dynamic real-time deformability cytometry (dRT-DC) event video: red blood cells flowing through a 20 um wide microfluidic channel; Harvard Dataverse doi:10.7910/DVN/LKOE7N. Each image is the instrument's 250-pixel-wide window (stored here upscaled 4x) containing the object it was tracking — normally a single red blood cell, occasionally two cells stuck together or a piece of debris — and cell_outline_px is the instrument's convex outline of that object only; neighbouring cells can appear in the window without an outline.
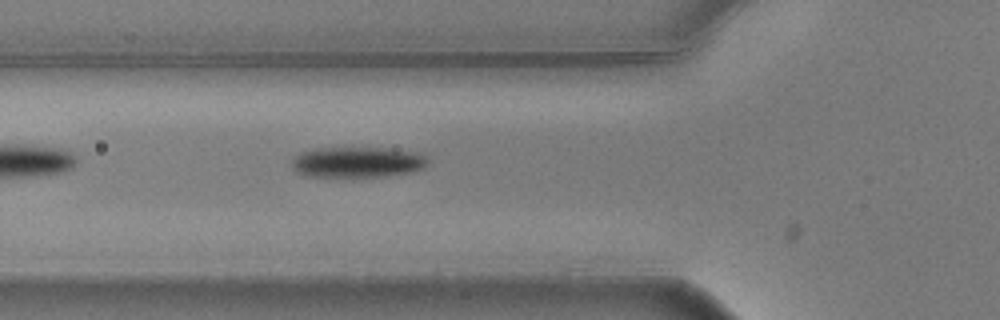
{"species": "common noctule bat (a hibernating species)", "species_latin": "Nyctalus noctula", "temperature_condition": "warm", "stored_images_in_passage": 21, "camera_frame_rate_fps": 3000, "um_per_image_px": 0.085, "animal": {"sex": "male", "body_mass_g": 20.5, "forearm_length_mm": 52.5}, "frame": {"image": 1, "passage_image": 3, "time_ms": 0.667, "image_size_px": [1000, 320], "cell_outline_px": [[428, 164], [424, 168], [412, 172], [384, 176], [308, 176], [296, 172], [292, 168], [292, 160], [300, 152], [316, 148], [388, 148], [424, 152], [428, 156]], "centroid_in_image_um": [30.46, 13.76], "position_along_channel_um": 95.3, "area_um2": 24.57}}
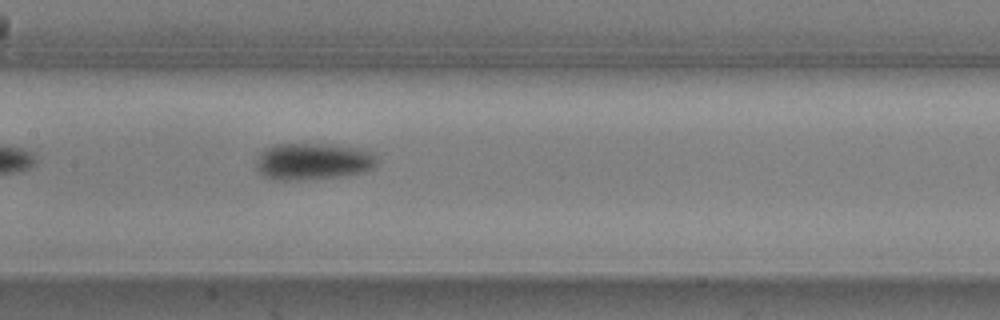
{"frame": {"image": 2, "passage_image": 10, "time_ms": 3.0, "image_size_px": [1000, 320], "cell_outline_px": [[376, 168], [364, 172], [344, 176], [304, 180], [272, 180], [264, 176], [256, 168], [256, 160], [260, 152], [264, 148], [276, 144], [324, 144], [356, 148], [372, 152], [376, 156]], "centroid_in_image_um": [26.59, 13.74], "position_along_channel_um": 180.8, "area_um2": 26.18}}
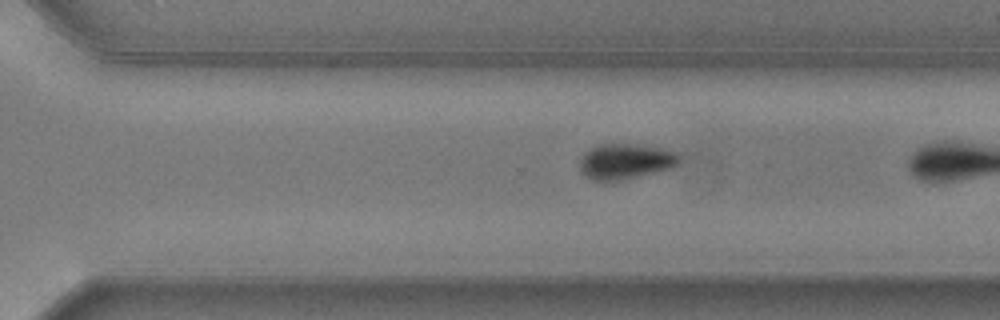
{"frame": {"image": 3, "passage_image": 19, "time_ms": 6.0, "image_size_px": [1000, 320], "cell_outline_px": [[680, 160], [672, 168], [656, 172], [620, 180], [592, 180], [584, 176], [580, 172], [580, 160], [584, 152], [596, 144], [636, 144], [664, 148], [676, 152], [680, 156]], "centroid_in_image_um": [53.15, 13.7], "position_along_channel_um": 317.5, "area_um2": 20.69}}